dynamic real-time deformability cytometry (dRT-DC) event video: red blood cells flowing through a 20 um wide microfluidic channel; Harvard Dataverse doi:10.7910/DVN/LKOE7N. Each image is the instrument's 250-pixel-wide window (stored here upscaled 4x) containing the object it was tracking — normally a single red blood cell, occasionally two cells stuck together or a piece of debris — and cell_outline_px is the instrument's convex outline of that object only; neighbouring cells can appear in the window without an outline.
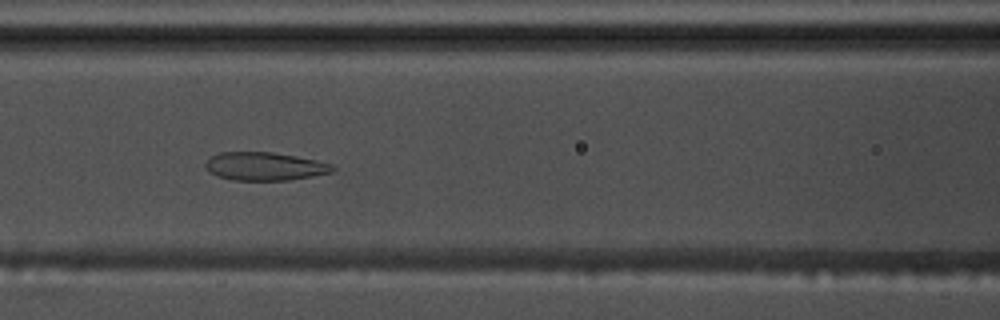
{"species": "common noctule bat (a hibernating species)", "species_latin": "Nyctalus noctula", "temperature_condition": "warm", "stored_images_in_passage": 44, "camera_frame_rate_fps": 3000, "um_per_image_px": 0.085, "animal": {"sex": "male", "body_mass_g": 17.5, "forearm_length_mm": 52.3}, "frame": {"image": 1, "passage_image": 12, "time_ms": 3.667, "image_size_px": [1000, 320], "cell_outline_px": [[336, 168], [332, 172], [312, 176], [288, 180], [232, 180], [216, 176], [208, 172], [204, 164], [212, 156], [220, 152], [272, 152], [296, 156], [316, 160], [332, 164]], "centroid_in_image_um": [22.48, 14.14], "position_along_channel_um": 144.1, "area_um2": 20.92}}
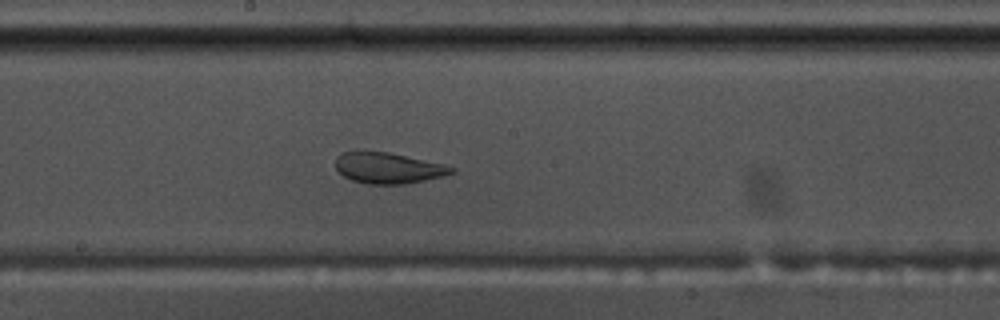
{"frame": {"image": 2, "passage_image": 18, "time_ms": 5.667, "image_size_px": [1000, 320], "cell_outline_px": [[456, 172], [444, 176], [404, 184], [364, 184], [352, 180], [344, 176], [336, 168], [336, 156], [340, 152], [388, 152], [444, 164], [456, 168]], "centroid_in_image_um": [33.01, 14.29], "position_along_channel_um": 215.2, "area_um2": 20.81}}
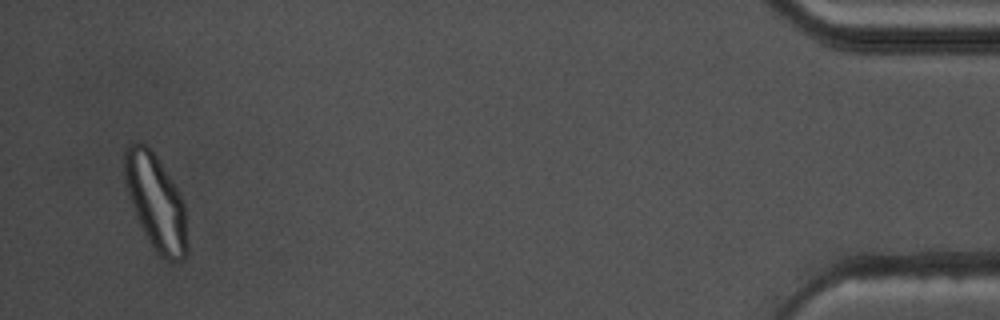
{"frame": {"image": 3, "passage_image": 42, "time_ms": 13.667, "image_size_px": [1000, 320], "cell_outline_px": [[188, 252], [180, 260], [168, 260], [160, 256], [156, 252], [148, 240], [140, 224], [124, 184], [124, 148], [128, 144], [144, 144], [156, 156], [176, 188], [184, 204], [188, 244]], "centroid_in_image_um": [13.24, 17.2], "position_along_channel_um": 422.0, "area_um2": 34.28}, "authors_computed_cell_mechanics": {"area_um2": 24.565, "velocity_mm_per_s": 3.5806, "shape_relaxation_time_tau1_ms": null, "shape_relaxation_time_tau2_ms": 1.3198, "deformation_change_tau1": null, "deformation_change_tau2": 0.0754}}